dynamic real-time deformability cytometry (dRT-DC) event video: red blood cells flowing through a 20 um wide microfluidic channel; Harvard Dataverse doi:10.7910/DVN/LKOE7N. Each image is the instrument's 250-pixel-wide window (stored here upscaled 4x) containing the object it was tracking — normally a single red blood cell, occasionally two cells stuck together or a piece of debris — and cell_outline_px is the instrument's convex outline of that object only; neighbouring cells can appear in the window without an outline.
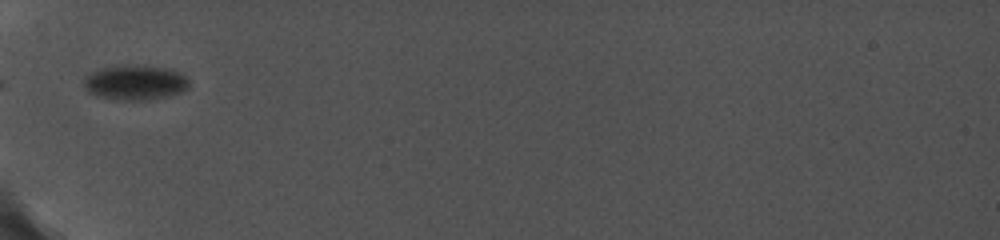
{"species": "common noctule bat (a hibernating species)", "species_latin": "Nyctalus noctula", "temperature_condition": "cold", "stored_images_in_passage": 10, "camera_frame_rate_fps": 5000, "um_per_image_px": 0.085, "animal": {"sex": "female", "body_mass_g": 19.0, "forearm_length_mm": 56.7}, "frame": {"image": 1, "passage_image": 1, "time_ms": 0.0, "image_size_px": [1000, 240], "cell_outline_px": [[188, 88], [180, 92], [168, 96], [148, 100], [120, 100], [96, 96], [88, 92], [84, 84], [84, 76], [100, 68], [120, 64], [136, 64], [168, 68], [184, 76], [188, 80]], "centroid_in_image_um": [11.44, 7.0], "position_along_channel_um": 73.6, "area_um2": 21.62}}
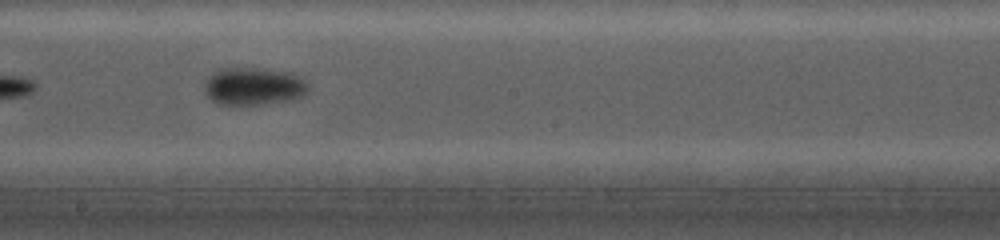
{"frame": {"image": 2, "passage_image": 5, "time_ms": 4.2, "image_size_px": [1000, 240], "cell_outline_px": [[308, 92], [300, 96], [284, 100], [260, 104], [220, 104], [212, 100], [204, 92], [204, 84], [208, 76], [212, 72], [220, 68], [256, 68], [292, 72], [300, 76], [308, 84]], "centroid_in_image_um": [21.52, 7.31], "position_along_channel_um": 226.7, "area_um2": 22.66}}
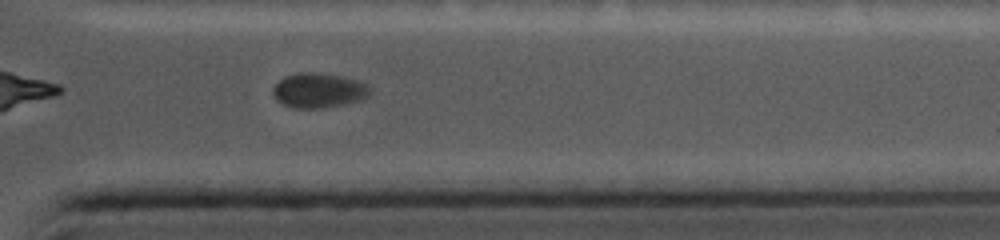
{"frame": {"image": 3, "passage_image": 9, "time_ms": 8.4, "image_size_px": [1000, 240], "cell_outline_px": [[372, 88], [368, 96], [360, 100], [344, 104], [320, 108], [296, 108], [284, 104], [276, 100], [272, 92], [272, 88], [284, 76], [300, 72], [316, 72], [344, 76], [356, 80]], "centroid_in_image_um": [27.07, 7.67], "position_along_channel_um": 384.3, "area_um2": 19.65}}